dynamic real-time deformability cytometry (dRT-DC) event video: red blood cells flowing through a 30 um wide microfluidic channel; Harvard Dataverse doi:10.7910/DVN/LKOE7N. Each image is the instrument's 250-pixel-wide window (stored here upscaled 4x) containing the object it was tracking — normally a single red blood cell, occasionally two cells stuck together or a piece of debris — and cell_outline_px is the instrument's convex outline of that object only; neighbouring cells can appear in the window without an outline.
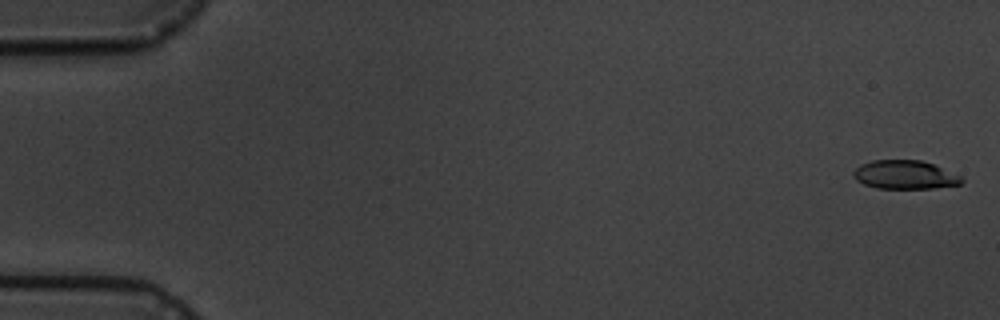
{"species": "common noctule bat (a hibernating species)", "species_latin": "Nyctalus noctula", "temperature_condition": "cold", "stored_images_in_passage": 7, "camera_frame_rate_fps": 3000, "um_per_image_px": 0.085, "animal": {"sex": "male", "body_mass_g": 19.5, "forearm_length_mm": 54.6}, "frame": {"image": 1, "passage_image": 1, "time_ms": 0.0, "image_size_px": [1000, 320], "cell_outline_px": [[964, 180], [960, 184], [932, 188], [876, 188], [864, 184], [856, 180], [852, 172], [860, 164], [872, 160], [920, 160], [932, 164], [960, 176]], "centroid_in_image_um": [76.86, 14.85], "position_along_channel_um": 8.1, "area_um2": 17.86}}
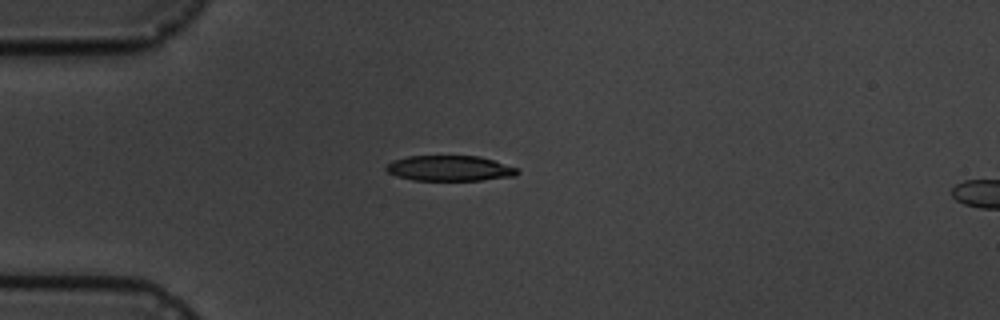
{"frame": {"image": 2, "passage_image": 5, "time_ms": 4.667, "image_size_px": [1000, 320], "cell_outline_px": [[520, 172], [516, 176], [480, 180], [412, 180], [396, 176], [388, 172], [384, 168], [392, 160], [408, 156], [480, 156], [516, 168]], "centroid_in_image_um": [38.19, 14.31], "position_along_channel_um": 46.8, "area_um2": 19.36}}
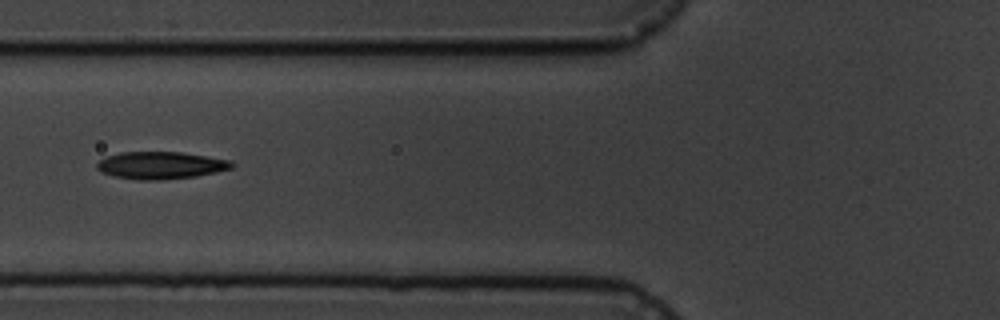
{"frame": {"image": 3, "passage_image": 7, "time_ms": 7.0, "image_size_px": [1000, 320], "cell_outline_px": [[236, 164], [232, 168], [216, 172], [196, 176], [160, 180], [140, 180], [116, 176], [100, 172], [96, 168], [96, 164], [100, 160], [108, 156], [120, 152], [180, 152], [232, 160]], "centroid_in_image_um": [13.68, 14.05], "position_along_channel_um": 112.1, "area_um2": 21.44}}